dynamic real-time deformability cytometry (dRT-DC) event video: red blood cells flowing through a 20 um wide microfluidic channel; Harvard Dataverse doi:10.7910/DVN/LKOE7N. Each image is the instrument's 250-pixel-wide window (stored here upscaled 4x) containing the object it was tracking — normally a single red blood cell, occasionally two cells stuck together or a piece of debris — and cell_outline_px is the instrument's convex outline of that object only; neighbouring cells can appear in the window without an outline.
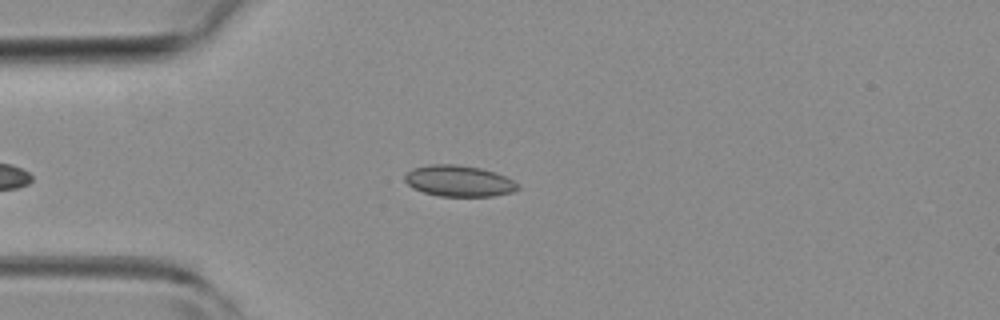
{"species": "common noctule bat (a hibernating species)", "species_latin": "Nyctalus noctula", "temperature_condition": "room temperature", "stored_images_in_passage": 36, "camera_frame_rate_fps": 3000, "um_per_image_px": 0.085, "animal": {"sex": "female", "body_mass_g": 19.3, "forearm_length_mm": 54.1}, "frame": {"image": 1, "passage_image": 4, "time_ms": 1.0, "image_size_px": [1000, 320], "cell_outline_px": [[520, 188], [512, 192], [492, 196], [440, 196], [424, 192], [412, 188], [404, 180], [404, 176], [412, 168], [428, 164], [456, 164], [480, 168], [496, 172], [520, 184]], "centroid_in_image_um": [39.0, 15.37], "position_along_channel_um": 46.0, "area_um2": 20.58}}
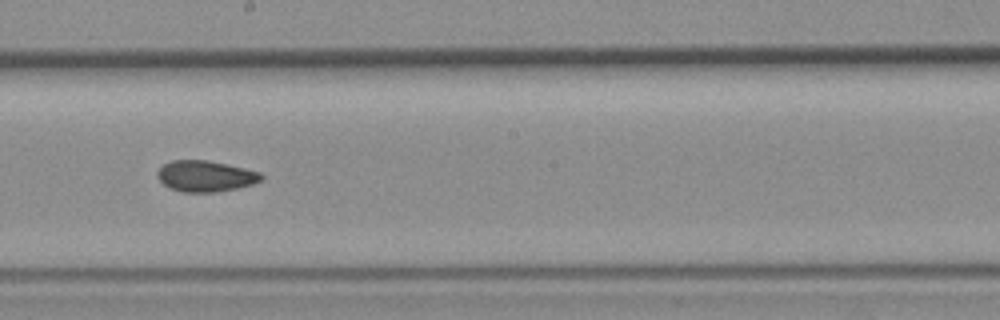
{"frame": {"image": 2, "passage_image": 18, "time_ms": 5.667, "image_size_px": [1000, 320], "cell_outline_px": [[264, 180], [252, 184], [236, 188], [216, 192], [180, 192], [164, 184], [156, 176], [156, 172], [164, 164], [172, 160], [208, 160], [228, 164], [260, 172], [264, 176]], "centroid_in_image_um": [17.48, 14.96], "position_along_channel_um": 230.7, "area_um2": 18.84}}
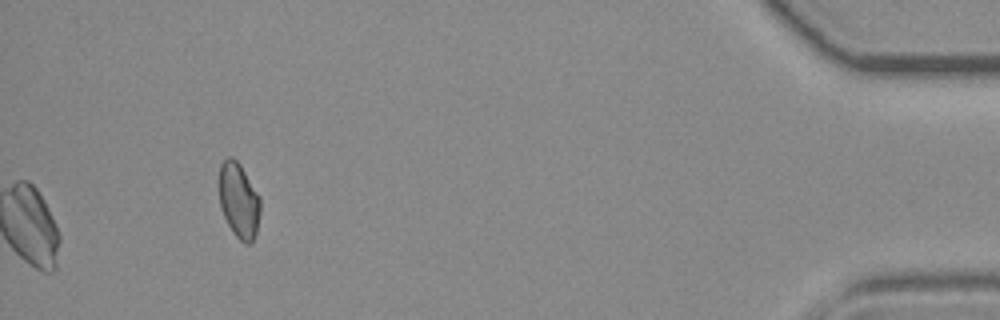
{"frame": {"image": 3, "passage_image": 36, "time_ms": 11.667, "image_size_px": [1000, 320], "cell_outline_px": [[260, 212], [256, 236], [248, 244], [244, 244], [232, 232], [220, 208], [220, 164], [228, 156], [232, 156], [240, 164], [260, 196]], "centroid_in_image_um": [20.31, 17.05], "position_along_channel_um": 414.9, "area_um2": 18.09}, "authors_computed_cell_mechanics": {"area_um2": 19.5942, "velocity_mm_per_s": 4.2887, "shape_relaxation_time_tau1_ms": null, "shape_relaxation_time_tau2_ms": 2.9966, "deformation_change_tau1": null, "deformation_change_tau2": 0.0673}}